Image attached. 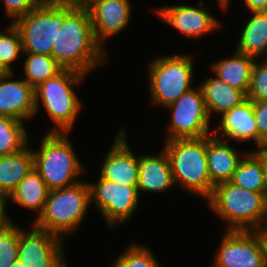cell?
Masks as SVG:
<instances>
[{
    "label": "cell",
    "mask_w": 267,
    "mask_h": 267,
    "mask_svg": "<svg viewBox=\"0 0 267 267\" xmlns=\"http://www.w3.org/2000/svg\"><path fill=\"white\" fill-rule=\"evenodd\" d=\"M105 51L97 42L88 9L75 8L57 26L56 43L51 56L64 68L79 71L85 75L102 65Z\"/></svg>",
    "instance_id": "obj_1"
},
{
    "label": "cell",
    "mask_w": 267,
    "mask_h": 267,
    "mask_svg": "<svg viewBox=\"0 0 267 267\" xmlns=\"http://www.w3.org/2000/svg\"><path fill=\"white\" fill-rule=\"evenodd\" d=\"M208 202L229 224L227 230L267 229V196L262 192L249 191L227 181L214 186Z\"/></svg>",
    "instance_id": "obj_2"
},
{
    "label": "cell",
    "mask_w": 267,
    "mask_h": 267,
    "mask_svg": "<svg viewBox=\"0 0 267 267\" xmlns=\"http://www.w3.org/2000/svg\"><path fill=\"white\" fill-rule=\"evenodd\" d=\"M165 143L163 149L170 161L174 183L208 199L215 185L208 171L206 136L167 140Z\"/></svg>",
    "instance_id": "obj_3"
},
{
    "label": "cell",
    "mask_w": 267,
    "mask_h": 267,
    "mask_svg": "<svg viewBox=\"0 0 267 267\" xmlns=\"http://www.w3.org/2000/svg\"><path fill=\"white\" fill-rule=\"evenodd\" d=\"M85 77L86 75L79 71L63 69L34 88L36 113L40 107L39 102H42L44 109L57 125H54L49 133H69L72 129L81 110V102L73 88Z\"/></svg>",
    "instance_id": "obj_4"
},
{
    "label": "cell",
    "mask_w": 267,
    "mask_h": 267,
    "mask_svg": "<svg viewBox=\"0 0 267 267\" xmlns=\"http://www.w3.org/2000/svg\"><path fill=\"white\" fill-rule=\"evenodd\" d=\"M76 8L68 0H43L35 9L13 24L19 30L25 53L51 56L57 26Z\"/></svg>",
    "instance_id": "obj_5"
},
{
    "label": "cell",
    "mask_w": 267,
    "mask_h": 267,
    "mask_svg": "<svg viewBox=\"0 0 267 267\" xmlns=\"http://www.w3.org/2000/svg\"><path fill=\"white\" fill-rule=\"evenodd\" d=\"M90 189L86 182L49 190L42 213L33 224L63 239L80 226L90 206ZM74 230V231H73Z\"/></svg>",
    "instance_id": "obj_6"
},
{
    "label": "cell",
    "mask_w": 267,
    "mask_h": 267,
    "mask_svg": "<svg viewBox=\"0 0 267 267\" xmlns=\"http://www.w3.org/2000/svg\"><path fill=\"white\" fill-rule=\"evenodd\" d=\"M68 133H47L40 150L34 151V168L49 190L70 187L85 172L68 138ZM76 179V180H75Z\"/></svg>",
    "instance_id": "obj_7"
},
{
    "label": "cell",
    "mask_w": 267,
    "mask_h": 267,
    "mask_svg": "<svg viewBox=\"0 0 267 267\" xmlns=\"http://www.w3.org/2000/svg\"><path fill=\"white\" fill-rule=\"evenodd\" d=\"M149 69L150 93L154 103L166 107L192 89L190 83L194 68L188 55L157 57Z\"/></svg>",
    "instance_id": "obj_8"
},
{
    "label": "cell",
    "mask_w": 267,
    "mask_h": 267,
    "mask_svg": "<svg viewBox=\"0 0 267 267\" xmlns=\"http://www.w3.org/2000/svg\"><path fill=\"white\" fill-rule=\"evenodd\" d=\"M214 259V267H267V235L264 230H226Z\"/></svg>",
    "instance_id": "obj_9"
},
{
    "label": "cell",
    "mask_w": 267,
    "mask_h": 267,
    "mask_svg": "<svg viewBox=\"0 0 267 267\" xmlns=\"http://www.w3.org/2000/svg\"><path fill=\"white\" fill-rule=\"evenodd\" d=\"M172 111L167 140L209 136L210 117L201 88L191 89L166 106Z\"/></svg>",
    "instance_id": "obj_10"
},
{
    "label": "cell",
    "mask_w": 267,
    "mask_h": 267,
    "mask_svg": "<svg viewBox=\"0 0 267 267\" xmlns=\"http://www.w3.org/2000/svg\"><path fill=\"white\" fill-rule=\"evenodd\" d=\"M90 203H95L107 221L113 226L126 222L136 211L139 204L138 186L111 182L99 177L98 182L88 183Z\"/></svg>",
    "instance_id": "obj_11"
},
{
    "label": "cell",
    "mask_w": 267,
    "mask_h": 267,
    "mask_svg": "<svg viewBox=\"0 0 267 267\" xmlns=\"http://www.w3.org/2000/svg\"><path fill=\"white\" fill-rule=\"evenodd\" d=\"M33 230L19 227L18 260L25 267H67L63 239L33 224Z\"/></svg>",
    "instance_id": "obj_12"
},
{
    "label": "cell",
    "mask_w": 267,
    "mask_h": 267,
    "mask_svg": "<svg viewBox=\"0 0 267 267\" xmlns=\"http://www.w3.org/2000/svg\"><path fill=\"white\" fill-rule=\"evenodd\" d=\"M198 7L187 5H172L170 7L158 8L157 15L167 24H170L180 33L187 37L199 38L209 34L222 25L218 20L202 8L203 2H198ZM201 7V8H200Z\"/></svg>",
    "instance_id": "obj_13"
},
{
    "label": "cell",
    "mask_w": 267,
    "mask_h": 267,
    "mask_svg": "<svg viewBox=\"0 0 267 267\" xmlns=\"http://www.w3.org/2000/svg\"><path fill=\"white\" fill-rule=\"evenodd\" d=\"M12 78L13 72L0 73V116L23 122L36 114L34 88Z\"/></svg>",
    "instance_id": "obj_14"
},
{
    "label": "cell",
    "mask_w": 267,
    "mask_h": 267,
    "mask_svg": "<svg viewBox=\"0 0 267 267\" xmlns=\"http://www.w3.org/2000/svg\"><path fill=\"white\" fill-rule=\"evenodd\" d=\"M125 129L119 130L102 164L100 177L118 184L138 186L137 156L130 149Z\"/></svg>",
    "instance_id": "obj_15"
},
{
    "label": "cell",
    "mask_w": 267,
    "mask_h": 267,
    "mask_svg": "<svg viewBox=\"0 0 267 267\" xmlns=\"http://www.w3.org/2000/svg\"><path fill=\"white\" fill-rule=\"evenodd\" d=\"M131 5L129 0H99L88 8L97 42L117 35L129 24Z\"/></svg>",
    "instance_id": "obj_16"
},
{
    "label": "cell",
    "mask_w": 267,
    "mask_h": 267,
    "mask_svg": "<svg viewBox=\"0 0 267 267\" xmlns=\"http://www.w3.org/2000/svg\"><path fill=\"white\" fill-rule=\"evenodd\" d=\"M221 126L212 131V134L218 138L226 136L240 142H249L255 140L258 147V132L255 122L253 102L246 99L240 105L232 108L221 115ZM221 129V130H220ZM222 133V136L219 134Z\"/></svg>",
    "instance_id": "obj_17"
},
{
    "label": "cell",
    "mask_w": 267,
    "mask_h": 267,
    "mask_svg": "<svg viewBox=\"0 0 267 267\" xmlns=\"http://www.w3.org/2000/svg\"><path fill=\"white\" fill-rule=\"evenodd\" d=\"M138 192H164L174 184L171 165L163 149L158 155L138 156Z\"/></svg>",
    "instance_id": "obj_18"
},
{
    "label": "cell",
    "mask_w": 267,
    "mask_h": 267,
    "mask_svg": "<svg viewBox=\"0 0 267 267\" xmlns=\"http://www.w3.org/2000/svg\"><path fill=\"white\" fill-rule=\"evenodd\" d=\"M206 156L210 179L214 185L231 181L243 159L235 148L214 134L206 136Z\"/></svg>",
    "instance_id": "obj_19"
},
{
    "label": "cell",
    "mask_w": 267,
    "mask_h": 267,
    "mask_svg": "<svg viewBox=\"0 0 267 267\" xmlns=\"http://www.w3.org/2000/svg\"><path fill=\"white\" fill-rule=\"evenodd\" d=\"M255 57L236 50L231 58L222 59L212 64L215 77L247 95Z\"/></svg>",
    "instance_id": "obj_20"
},
{
    "label": "cell",
    "mask_w": 267,
    "mask_h": 267,
    "mask_svg": "<svg viewBox=\"0 0 267 267\" xmlns=\"http://www.w3.org/2000/svg\"><path fill=\"white\" fill-rule=\"evenodd\" d=\"M199 87L210 119L212 112L223 114L247 99L242 91L230 87L217 77L204 80Z\"/></svg>",
    "instance_id": "obj_21"
},
{
    "label": "cell",
    "mask_w": 267,
    "mask_h": 267,
    "mask_svg": "<svg viewBox=\"0 0 267 267\" xmlns=\"http://www.w3.org/2000/svg\"><path fill=\"white\" fill-rule=\"evenodd\" d=\"M33 167V150L28 145L18 153L1 156L0 192L9 197Z\"/></svg>",
    "instance_id": "obj_22"
},
{
    "label": "cell",
    "mask_w": 267,
    "mask_h": 267,
    "mask_svg": "<svg viewBox=\"0 0 267 267\" xmlns=\"http://www.w3.org/2000/svg\"><path fill=\"white\" fill-rule=\"evenodd\" d=\"M48 193L47 185L33 167L8 198L21 207L37 210L39 216L44 209Z\"/></svg>",
    "instance_id": "obj_23"
},
{
    "label": "cell",
    "mask_w": 267,
    "mask_h": 267,
    "mask_svg": "<svg viewBox=\"0 0 267 267\" xmlns=\"http://www.w3.org/2000/svg\"><path fill=\"white\" fill-rule=\"evenodd\" d=\"M252 15L241 32L237 51L257 58L267 50V11Z\"/></svg>",
    "instance_id": "obj_24"
},
{
    "label": "cell",
    "mask_w": 267,
    "mask_h": 267,
    "mask_svg": "<svg viewBox=\"0 0 267 267\" xmlns=\"http://www.w3.org/2000/svg\"><path fill=\"white\" fill-rule=\"evenodd\" d=\"M231 180L235 185L249 191L262 192L267 196V183L264 166L254 153H244Z\"/></svg>",
    "instance_id": "obj_25"
},
{
    "label": "cell",
    "mask_w": 267,
    "mask_h": 267,
    "mask_svg": "<svg viewBox=\"0 0 267 267\" xmlns=\"http://www.w3.org/2000/svg\"><path fill=\"white\" fill-rule=\"evenodd\" d=\"M28 140L22 121L0 116V157L20 152L28 145Z\"/></svg>",
    "instance_id": "obj_26"
},
{
    "label": "cell",
    "mask_w": 267,
    "mask_h": 267,
    "mask_svg": "<svg viewBox=\"0 0 267 267\" xmlns=\"http://www.w3.org/2000/svg\"><path fill=\"white\" fill-rule=\"evenodd\" d=\"M24 62V79L33 88L45 82L49 78L56 76L64 68L52 57L43 54L27 53Z\"/></svg>",
    "instance_id": "obj_27"
},
{
    "label": "cell",
    "mask_w": 267,
    "mask_h": 267,
    "mask_svg": "<svg viewBox=\"0 0 267 267\" xmlns=\"http://www.w3.org/2000/svg\"><path fill=\"white\" fill-rule=\"evenodd\" d=\"M3 32H0V73L13 72L11 64L23 52L22 39L13 23Z\"/></svg>",
    "instance_id": "obj_28"
},
{
    "label": "cell",
    "mask_w": 267,
    "mask_h": 267,
    "mask_svg": "<svg viewBox=\"0 0 267 267\" xmlns=\"http://www.w3.org/2000/svg\"><path fill=\"white\" fill-rule=\"evenodd\" d=\"M113 262L112 267H161L148 247L135 242L131 243Z\"/></svg>",
    "instance_id": "obj_29"
},
{
    "label": "cell",
    "mask_w": 267,
    "mask_h": 267,
    "mask_svg": "<svg viewBox=\"0 0 267 267\" xmlns=\"http://www.w3.org/2000/svg\"><path fill=\"white\" fill-rule=\"evenodd\" d=\"M19 226L11 222L0 228V267H10L18 260Z\"/></svg>",
    "instance_id": "obj_30"
},
{
    "label": "cell",
    "mask_w": 267,
    "mask_h": 267,
    "mask_svg": "<svg viewBox=\"0 0 267 267\" xmlns=\"http://www.w3.org/2000/svg\"><path fill=\"white\" fill-rule=\"evenodd\" d=\"M252 102L267 100V61L262 64L255 61L252 69L250 87L246 95Z\"/></svg>",
    "instance_id": "obj_31"
},
{
    "label": "cell",
    "mask_w": 267,
    "mask_h": 267,
    "mask_svg": "<svg viewBox=\"0 0 267 267\" xmlns=\"http://www.w3.org/2000/svg\"><path fill=\"white\" fill-rule=\"evenodd\" d=\"M7 16L14 23L20 17L35 9L43 0H3Z\"/></svg>",
    "instance_id": "obj_32"
},
{
    "label": "cell",
    "mask_w": 267,
    "mask_h": 267,
    "mask_svg": "<svg viewBox=\"0 0 267 267\" xmlns=\"http://www.w3.org/2000/svg\"><path fill=\"white\" fill-rule=\"evenodd\" d=\"M255 122L258 132V146L267 141V100L253 102Z\"/></svg>",
    "instance_id": "obj_33"
},
{
    "label": "cell",
    "mask_w": 267,
    "mask_h": 267,
    "mask_svg": "<svg viewBox=\"0 0 267 267\" xmlns=\"http://www.w3.org/2000/svg\"><path fill=\"white\" fill-rule=\"evenodd\" d=\"M8 196L0 192V228L6 227L9 225L12 221L11 219L6 215L5 207L6 202L8 200Z\"/></svg>",
    "instance_id": "obj_34"
},
{
    "label": "cell",
    "mask_w": 267,
    "mask_h": 267,
    "mask_svg": "<svg viewBox=\"0 0 267 267\" xmlns=\"http://www.w3.org/2000/svg\"><path fill=\"white\" fill-rule=\"evenodd\" d=\"M245 4L251 12L267 11V0H245Z\"/></svg>",
    "instance_id": "obj_35"
},
{
    "label": "cell",
    "mask_w": 267,
    "mask_h": 267,
    "mask_svg": "<svg viewBox=\"0 0 267 267\" xmlns=\"http://www.w3.org/2000/svg\"><path fill=\"white\" fill-rule=\"evenodd\" d=\"M257 148L259 149L255 150L254 153L259 157V159L263 163L266 174V183H267V141L260 144Z\"/></svg>",
    "instance_id": "obj_36"
},
{
    "label": "cell",
    "mask_w": 267,
    "mask_h": 267,
    "mask_svg": "<svg viewBox=\"0 0 267 267\" xmlns=\"http://www.w3.org/2000/svg\"><path fill=\"white\" fill-rule=\"evenodd\" d=\"M71 4L75 5L76 8L88 9L94 3L99 0H68Z\"/></svg>",
    "instance_id": "obj_37"
},
{
    "label": "cell",
    "mask_w": 267,
    "mask_h": 267,
    "mask_svg": "<svg viewBox=\"0 0 267 267\" xmlns=\"http://www.w3.org/2000/svg\"><path fill=\"white\" fill-rule=\"evenodd\" d=\"M218 2H219V5H221V7L225 8V10L229 5V0H218Z\"/></svg>",
    "instance_id": "obj_38"
},
{
    "label": "cell",
    "mask_w": 267,
    "mask_h": 267,
    "mask_svg": "<svg viewBox=\"0 0 267 267\" xmlns=\"http://www.w3.org/2000/svg\"><path fill=\"white\" fill-rule=\"evenodd\" d=\"M10 267H25V266H23L21 261L17 260L15 262H13V264Z\"/></svg>",
    "instance_id": "obj_39"
}]
</instances>
